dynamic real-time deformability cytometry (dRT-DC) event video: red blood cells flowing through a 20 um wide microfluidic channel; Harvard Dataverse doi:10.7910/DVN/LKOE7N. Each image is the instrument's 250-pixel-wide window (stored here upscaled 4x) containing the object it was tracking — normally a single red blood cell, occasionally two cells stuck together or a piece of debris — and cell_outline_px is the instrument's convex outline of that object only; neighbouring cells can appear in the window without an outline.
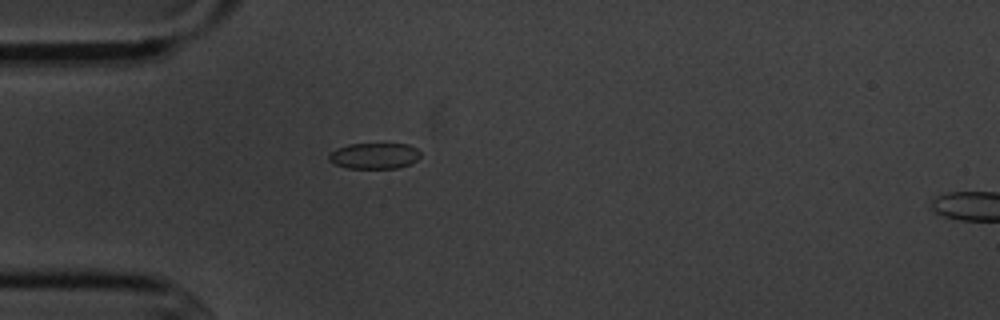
{"species": "common noctule bat (a hibernating species)", "species_latin": "Nyctalus noctula", "temperature_condition": "cold", "stored_images_in_passage": 1, "camera_frame_rate_fps": 3000, "um_per_image_px": 0.085, "animal": {"sex": "male", "body_mass_g": 20.1, "forearm_length_mm": 53.5}, "frame": {"image": 1, "passage_image": 1, "time_ms": 0.0, "image_size_px": [1000, 320], "cell_outline_px": [[420, 156], [416, 160], [408, 164], [396, 168], [348, 168], [336, 164], [328, 160], [328, 152], [336, 148], [348, 144], [408, 144], [416, 148], [420, 152]], "centroid_in_image_um": [31.78, 13.23], "position_along_channel_um": 53.2, "area_um2": 13.81}}